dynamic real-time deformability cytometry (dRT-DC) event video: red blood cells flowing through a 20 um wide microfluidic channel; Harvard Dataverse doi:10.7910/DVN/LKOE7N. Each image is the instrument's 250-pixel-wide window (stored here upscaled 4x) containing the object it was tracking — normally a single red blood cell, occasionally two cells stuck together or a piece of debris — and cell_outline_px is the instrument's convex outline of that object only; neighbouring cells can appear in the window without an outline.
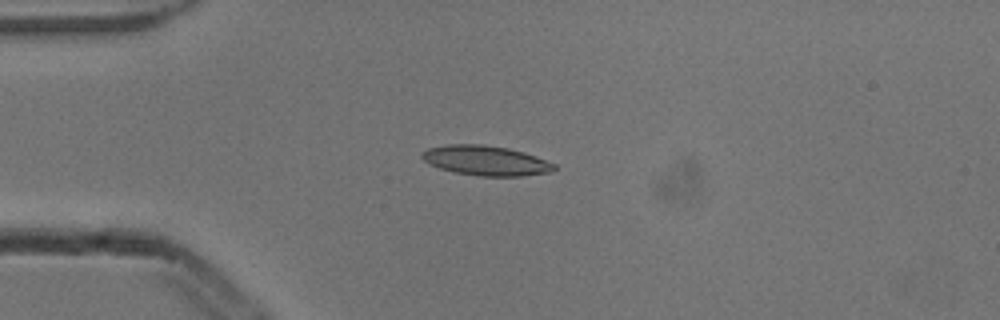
{"species": "common noctule bat (a hibernating species)", "species_latin": "Nyctalus noctula", "temperature_condition": "cold", "stored_images_in_passage": 4, "camera_frame_rate_fps": 3000, "um_per_image_px": 0.085, "animal": {"sex": "male", "body_mass_g": 13.3}, "frame": {"image": 1, "passage_image": 3, "time_ms": 0.667, "image_size_px": [1000, 320], "cell_outline_px": [[556, 168], [552, 172], [520, 176], [480, 176], [452, 172], [440, 168], [424, 160], [420, 156], [420, 152], [428, 148], [448, 144], [484, 144], [508, 148], [524, 152], [536, 156], [556, 164]], "centroid_in_image_um": [41.3, 13.64], "position_along_channel_um": 43.7, "area_um2": 23.12}}